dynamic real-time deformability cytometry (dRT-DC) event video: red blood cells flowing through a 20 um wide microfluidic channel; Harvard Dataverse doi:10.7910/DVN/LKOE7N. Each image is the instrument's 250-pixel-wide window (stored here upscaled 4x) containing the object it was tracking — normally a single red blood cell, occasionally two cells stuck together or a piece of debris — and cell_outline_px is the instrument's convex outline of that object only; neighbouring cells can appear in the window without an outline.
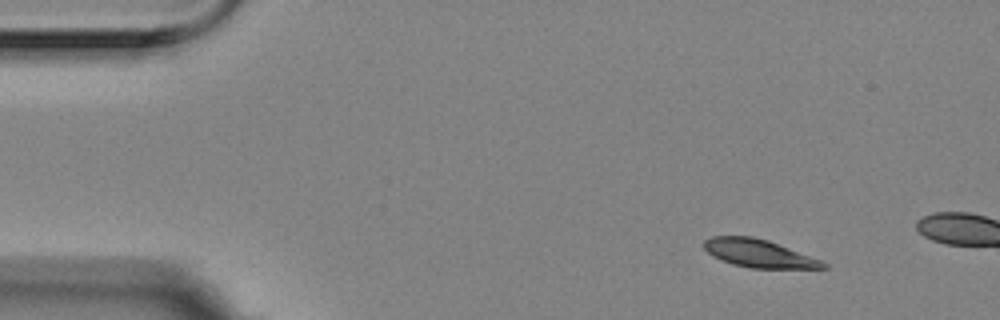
{"species": "Egyptian fruit bat (a non-hibernating species)", "species_latin": "Rousettus aegyptiacus", "temperature_condition": "room temperature", "stored_images_in_passage": 3, "camera_frame_rate_fps": 3000, "um_per_image_px": 0.085, "animal": {"sex": "female"}, "frame": {"image": 1, "passage_image": 1, "time_ms": 0.0, "image_size_px": [1000, 320], "cell_outline_px": [[828, 268], [748, 268], [732, 264], [720, 260], [712, 256], [704, 248], [704, 240], [712, 236], [752, 236], [768, 240], [820, 260], [828, 264]], "centroid_in_image_um": [64.46, 21.54], "position_along_channel_um": 20.5, "area_um2": 19.31}}